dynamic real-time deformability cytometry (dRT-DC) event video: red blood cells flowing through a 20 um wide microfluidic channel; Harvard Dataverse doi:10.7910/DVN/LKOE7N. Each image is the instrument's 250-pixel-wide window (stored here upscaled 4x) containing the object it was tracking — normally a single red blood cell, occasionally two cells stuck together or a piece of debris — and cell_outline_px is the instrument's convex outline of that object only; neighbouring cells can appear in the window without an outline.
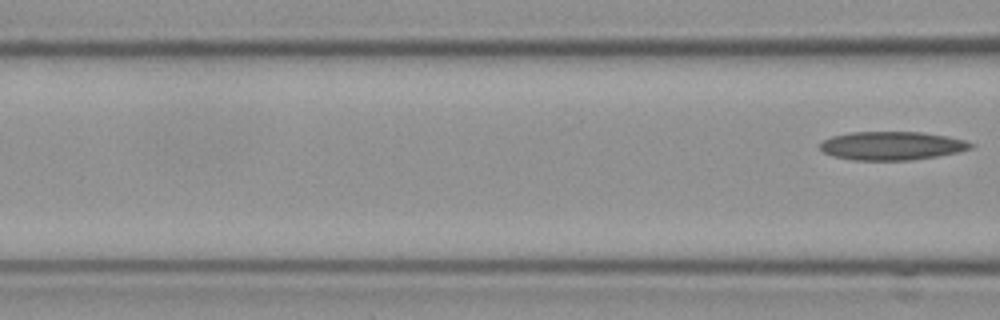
{"species": "Egyptian fruit bat (a non-hibernating species)", "species_latin": "Rousettus aegyptiacus", "temperature_condition": "cold", "stored_images_in_passage": 5, "segment_of_instrument_passage": [2, 2], "camera_frame_rate_fps": 3000, "um_per_image_px": 0.085, "frame": {"image": 1, "passage_image": 5, "time_ms": 1.333, "image_size_px": [1000, 320], "cell_outline_px": [[976, 144], [972, 148], [960, 152], [912, 160], [852, 160], [832, 156], [824, 152], [820, 148], [820, 144], [824, 140], [832, 136], [852, 132], [920, 132], [944, 136], [964, 140]], "centroid_in_image_um": [75.81, 12.39], "position_along_channel_um": 90.8, "area_um2": 24.97}}